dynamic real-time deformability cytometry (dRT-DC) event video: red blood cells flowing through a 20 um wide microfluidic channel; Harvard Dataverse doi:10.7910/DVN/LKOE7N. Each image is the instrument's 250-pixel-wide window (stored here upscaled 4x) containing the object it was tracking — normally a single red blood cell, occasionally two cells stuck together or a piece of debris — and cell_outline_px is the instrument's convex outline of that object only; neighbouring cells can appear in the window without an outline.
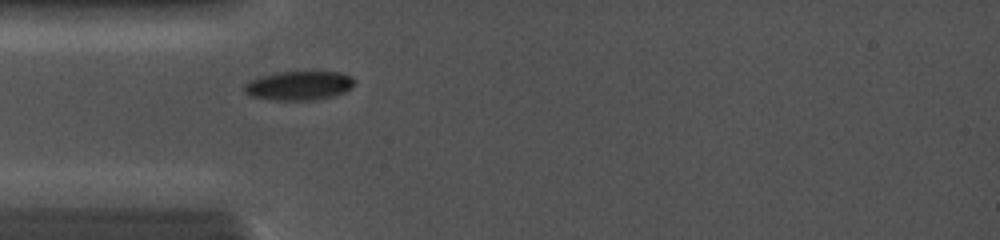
{"species": "common noctule bat (a hibernating species)", "species_latin": "Nyctalus noctula", "temperature_condition": "cold", "stored_images_in_passage": 23, "camera_frame_rate_fps": 5000, "um_per_image_px": 0.085, "animal": {"sex": "female", "body_mass_g": 19.0, "forearm_length_mm": 56.7}, "frame": {"image": 1, "passage_image": 8, "time_ms": 2.2, "image_size_px": [1000, 240], "cell_outline_px": [[356, 80], [344, 92], [332, 96], [312, 100], [276, 100], [252, 96], [244, 92], [244, 84], [260, 76], [276, 72], [340, 72], [352, 76]], "centroid_in_image_um": [25.4, 7.27], "position_along_channel_um": 59.6, "area_um2": 18.44}}
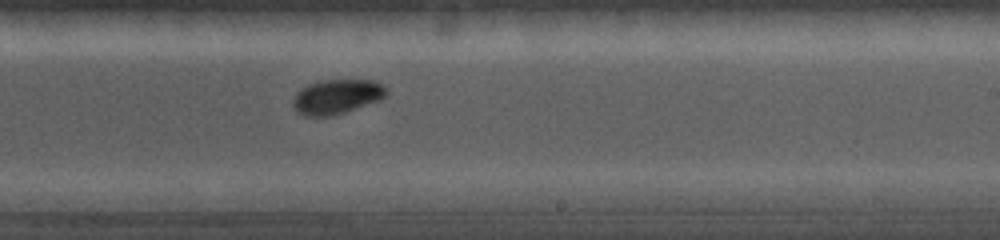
{"frame": {"image": 2, "passage_image": 15, "time_ms": 6.8, "image_size_px": [1000, 240], "cell_outline_px": [[388, 92], [380, 100], [344, 112], [328, 116], [304, 116], [292, 104], [296, 92], [300, 88], [308, 84], [320, 80], [376, 80], [384, 84], [388, 88]], "centroid_in_image_um": [28.66, 8.19], "position_along_channel_um": 260.3, "area_um2": 18.84}}
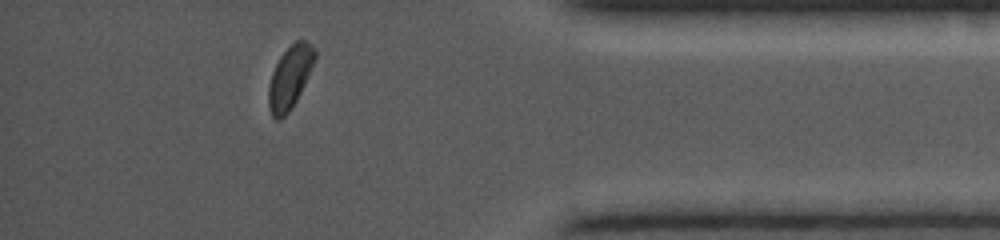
{"frame": {"image": 3, "passage_image": 21, "time_ms": 10.6, "image_size_px": [1000, 240], "cell_outline_px": [[316, 56], [300, 92], [296, 100], [288, 112], [280, 120], [276, 120], [272, 116], [268, 104], [268, 88], [272, 72], [280, 56], [296, 40], [304, 40], [312, 44], [316, 48]], "centroid_in_image_um": [24.63, 6.56], "position_along_channel_um": 410.6, "area_um2": 16.59}}